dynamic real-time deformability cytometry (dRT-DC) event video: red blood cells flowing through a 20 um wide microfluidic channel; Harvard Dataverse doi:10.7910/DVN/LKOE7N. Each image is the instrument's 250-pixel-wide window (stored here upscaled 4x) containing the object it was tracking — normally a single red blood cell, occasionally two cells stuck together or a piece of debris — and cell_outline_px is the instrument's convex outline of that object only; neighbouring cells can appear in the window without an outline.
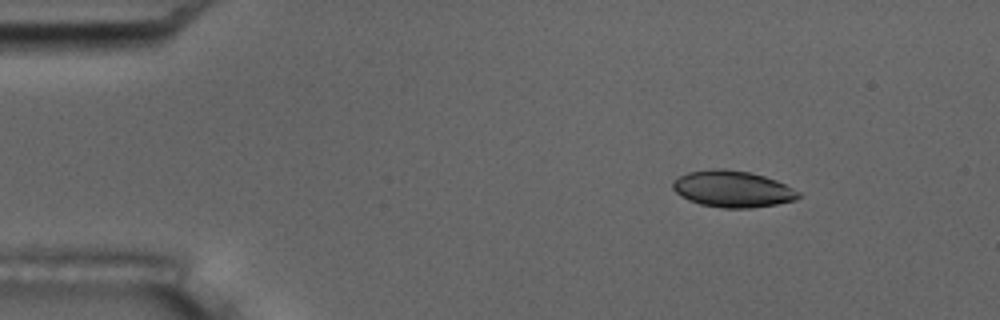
{"species": "common noctule bat (a hibernating species)", "species_latin": "Nyctalus noctula", "temperature_condition": "room temperature", "stored_images_in_passage": 5, "camera_frame_rate_fps": 3000, "um_per_image_px": 0.085, "animal": {"sex": "male", "body_mass_g": 17.5, "forearm_length_mm": 52.3}, "frame": {"image": 1, "passage_image": 3, "time_ms": 2.333, "image_size_px": [1000, 320], "cell_outline_px": [[800, 196], [796, 200], [776, 204], [752, 208], [724, 208], [700, 204], [688, 200], [680, 196], [672, 188], [672, 180], [688, 172], [712, 168], [724, 168], [752, 172], [776, 180], [800, 192]], "centroid_in_image_um": [62.25, 16.05], "position_along_channel_um": 22.8, "area_um2": 26.93}}
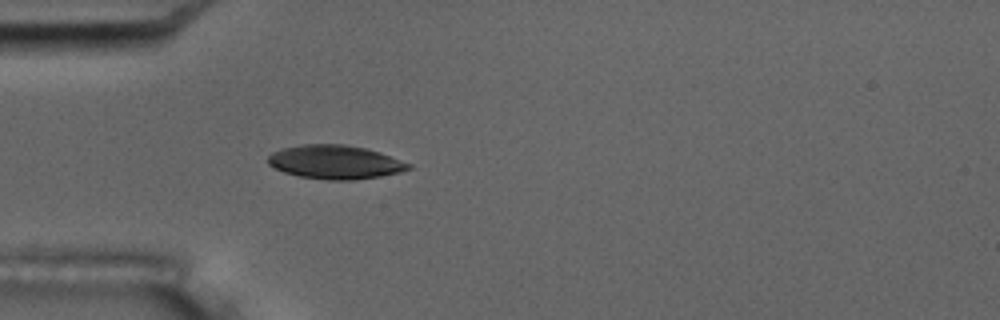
{"frame": {"image": 2, "passage_image": 5, "time_ms": 5.333, "image_size_px": [1000, 320], "cell_outline_px": [[412, 168], [400, 172], [380, 176], [352, 180], [328, 180], [300, 176], [284, 172], [268, 164], [268, 156], [272, 152], [284, 148], [304, 144], [344, 144], [364, 148], [380, 152], [412, 164]], "centroid_in_image_um": [28.51, 13.77], "position_along_channel_um": 56.5, "area_um2": 27.51}}